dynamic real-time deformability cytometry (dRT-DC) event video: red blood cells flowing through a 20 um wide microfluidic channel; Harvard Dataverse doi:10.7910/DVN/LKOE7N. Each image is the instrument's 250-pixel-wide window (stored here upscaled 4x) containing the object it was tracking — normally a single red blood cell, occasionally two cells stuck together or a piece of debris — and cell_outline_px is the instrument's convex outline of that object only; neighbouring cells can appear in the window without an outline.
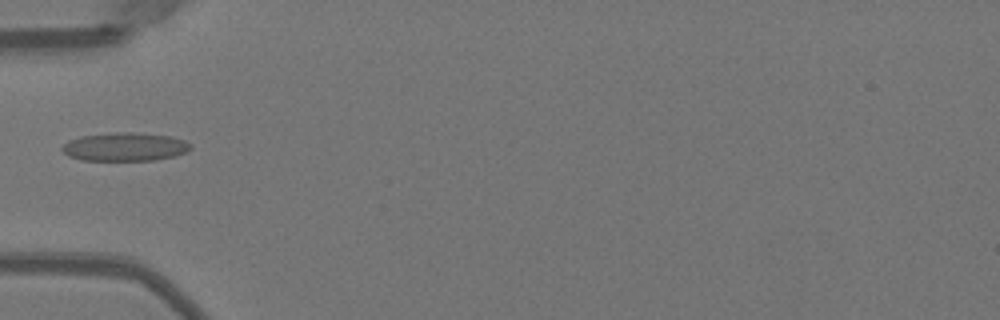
{"species": "Egyptian fruit bat (a non-hibernating species)", "species_latin": "Rousettus aegyptiacus", "temperature_condition": "warm", "stored_images_in_passage": 34, "camera_frame_rate_fps": 3000, "um_per_image_px": 0.085, "animal": {"sex": "female"}, "frame": {"image": 1, "passage_image": 1, "time_ms": 0.0, "image_size_px": [1000, 320], "cell_outline_px": [[192, 148], [184, 152], [172, 156], [156, 160], [80, 160], [68, 156], [60, 148], [68, 140], [80, 136], [116, 132], [132, 132], [172, 136], [184, 140], [192, 144]], "centroid_in_image_um": [10.6, 12.47], "position_along_channel_um": 74.4, "area_um2": 21.33}}
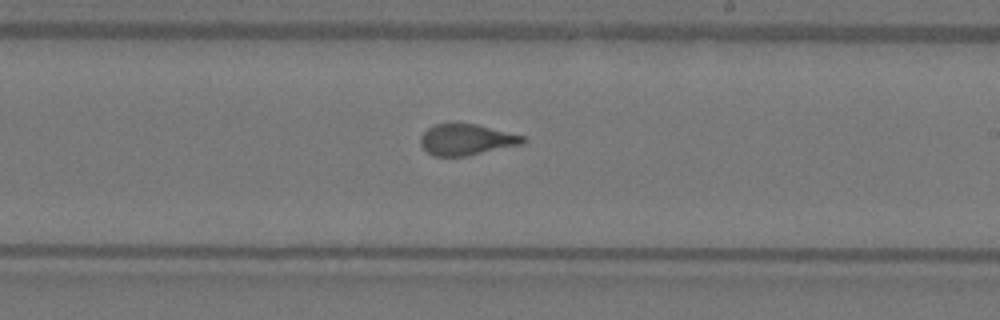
{"frame": {"image": 2, "passage_image": 14, "time_ms": 4.333, "image_size_px": [1000, 320], "cell_outline_px": [[528, 140], [524, 144], [464, 156], [432, 156], [420, 144], [420, 136], [428, 128], [436, 124], [476, 124], [524, 136]], "centroid_in_image_um": [39.66, 11.88], "position_along_channel_um": 249.3, "area_um2": 18.38}}
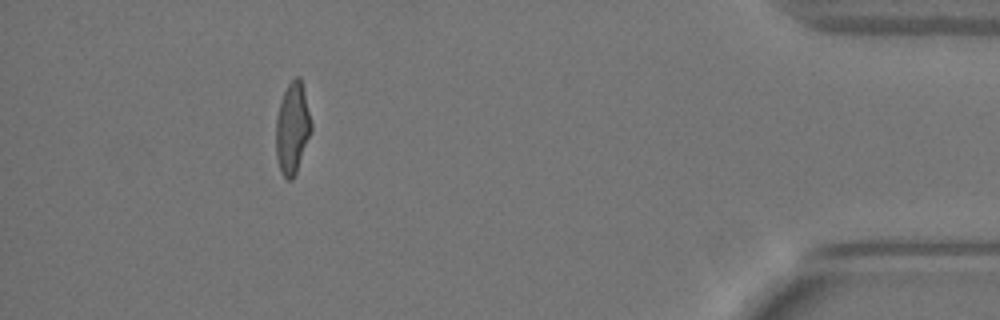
{"frame": {"image": 3, "passage_image": 30, "time_ms": 9.667, "image_size_px": [1000, 320], "cell_outline_px": [[312, 128], [296, 172], [292, 180], [288, 180], [284, 176], [280, 168], [276, 156], [276, 116], [280, 100], [288, 84], [296, 76], [300, 76], [312, 124]], "centroid_in_image_um": [24.84, 10.87], "position_along_channel_um": 410.4, "area_um2": 18.5}}